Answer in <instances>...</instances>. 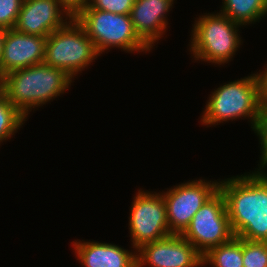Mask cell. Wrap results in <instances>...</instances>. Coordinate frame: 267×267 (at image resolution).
I'll use <instances>...</instances> for the list:
<instances>
[{
    "mask_svg": "<svg viewBox=\"0 0 267 267\" xmlns=\"http://www.w3.org/2000/svg\"><path fill=\"white\" fill-rule=\"evenodd\" d=\"M253 131L257 133L260 139V144H261V164L259 165V171H254L255 173H260V174H266L264 172L263 168L265 166L267 167V112H264L262 117L259 119L257 122L256 126L254 127Z\"/></svg>",
    "mask_w": 267,
    "mask_h": 267,
    "instance_id": "44dd1931",
    "label": "cell"
},
{
    "mask_svg": "<svg viewBox=\"0 0 267 267\" xmlns=\"http://www.w3.org/2000/svg\"><path fill=\"white\" fill-rule=\"evenodd\" d=\"M99 55L85 29L72 18L47 37L44 63L74 78Z\"/></svg>",
    "mask_w": 267,
    "mask_h": 267,
    "instance_id": "8992f818",
    "label": "cell"
},
{
    "mask_svg": "<svg viewBox=\"0 0 267 267\" xmlns=\"http://www.w3.org/2000/svg\"><path fill=\"white\" fill-rule=\"evenodd\" d=\"M175 0H135L130 18L138 36L152 48L166 31V13Z\"/></svg>",
    "mask_w": 267,
    "mask_h": 267,
    "instance_id": "4fadbf2b",
    "label": "cell"
},
{
    "mask_svg": "<svg viewBox=\"0 0 267 267\" xmlns=\"http://www.w3.org/2000/svg\"><path fill=\"white\" fill-rule=\"evenodd\" d=\"M207 102L201 119L203 125L248 117L254 129L264 113L258 73L218 87Z\"/></svg>",
    "mask_w": 267,
    "mask_h": 267,
    "instance_id": "3957f363",
    "label": "cell"
},
{
    "mask_svg": "<svg viewBox=\"0 0 267 267\" xmlns=\"http://www.w3.org/2000/svg\"><path fill=\"white\" fill-rule=\"evenodd\" d=\"M135 0H89L92 9L111 12L114 14L130 15Z\"/></svg>",
    "mask_w": 267,
    "mask_h": 267,
    "instance_id": "ffe728a7",
    "label": "cell"
},
{
    "mask_svg": "<svg viewBox=\"0 0 267 267\" xmlns=\"http://www.w3.org/2000/svg\"><path fill=\"white\" fill-rule=\"evenodd\" d=\"M71 19L58 0H24L14 29L25 34L48 37Z\"/></svg>",
    "mask_w": 267,
    "mask_h": 267,
    "instance_id": "8fae6325",
    "label": "cell"
},
{
    "mask_svg": "<svg viewBox=\"0 0 267 267\" xmlns=\"http://www.w3.org/2000/svg\"><path fill=\"white\" fill-rule=\"evenodd\" d=\"M260 83H261V100L264 112H267V67L265 71L260 72L259 74Z\"/></svg>",
    "mask_w": 267,
    "mask_h": 267,
    "instance_id": "603a6c76",
    "label": "cell"
},
{
    "mask_svg": "<svg viewBox=\"0 0 267 267\" xmlns=\"http://www.w3.org/2000/svg\"><path fill=\"white\" fill-rule=\"evenodd\" d=\"M202 264L213 267H243V239L234 236L228 242L211 248L203 255Z\"/></svg>",
    "mask_w": 267,
    "mask_h": 267,
    "instance_id": "2e32d148",
    "label": "cell"
},
{
    "mask_svg": "<svg viewBox=\"0 0 267 267\" xmlns=\"http://www.w3.org/2000/svg\"><path fill=\"white\" fill-rule=\"evenodd\" d=\"M243 267H267V242L243 239Z\"/></svg>",
    "mask_w": 267,
    "mask_h": 267,
    "instance_id": "ac0fdd59",
    "label": "cell"
},
{
    "mask_svg": "<svg viewBox=\"0 0 267 267\" xmlns=\"http://www.w3.org/2000/svg\"><path fill=\"white\" fill-rule=\"evenodd\" d=\"M129 217L132 246H141L172 235L168 226L163 195L139 190L134 196Z\"/></svg>",
    "mask_w": 267,
    "mask_h": 267,
    "instance_id": "ba28073f",
    "label": "cell"
},
{
    "mask_svg": "<svg viewBox=\"0 0 267 267\" xmlns=\"http://www.w3.org/2000/svg\"><path fill=\"white\" fill-rule=\"evenodd\" d=\"M47 37L7 29L0 63V78L9 72L44 63Z\"/></svg>",
    "mask_w": 267,
    "mask_h": 267,
    "instance_id": "7c38bea8",
    "label": "cell"
},
{
    "mask_svg": "<svg viewBox=\"0 0 267 267\" xmlns=\"http://www.w3.org/2000/svg\"><path fill=\"white\" fill-rule=\"evenodd\" d=\"M77 260L84 267H137L135 252L99 242H73Z\"/></svg>",
    "mask_w": 267,
    "mask_h": 267,
    "instance_id": "5bb4252c",
    "label": "cell"
},
{
    "mask_svg": "<svg viewBox=\"0 0 267 267\" xmlns=\"http://www.w3.org/2000/svg\"><path fill=\"white\" fill-rule=\"evenodd\" d=\"M234 236L267 242V173L219 181Z\"/></svg>",
    "mask_w": 267,
    "mask_h": 267,
    "instance_id": "6da1fadb",
    "label": "cell"
},
{
    "mask_svg": "<svg viewBox=\"0 0 267 267\" xmlns=\"http://www.w3.org/2000/svg\"><path fill=\"white\" fill-rule=\"evenodd\" d=\"M6 29L0 28V63H1V57L3 52V42L5 38Z\"/></svg>",
    "mask_w": 267,
    "mask_h": 267,
    "instance_id": "cb8c5ba5",
    "label": "cell"
},
{
    "mask_svg": "<svg viewBox=\"0 0 267 267\" xmlns=\"http://www.w3.org/2000/svg\"><path fill=\"white\" fill-rule=\"evenodd\" d=\"M180 235L188 240L202 256L211 248L228 242L234 237L226 202L220 190L203 204Z\"/></svg>",
    "mask_w": 267,
    "mask_h": 267,
    "instance_id": "52a82bcc",
    "label": "cell"
},
{
    "mask_svg": "<svg viewBox=\"0 0 267 267\" xmlns=\"http://www.w3.org/2000/svg\"><path fill=\"white\" fill-rule=\"evenodd\" d=\"M58 2L72 18L89 4V0H58Z\"/></svg>",
    "mask_w": 267,
    "mask_h": 267,
    "instance_id": "7402d4cb",
    "label": "cell"
},
{
    "mask_svg": "<svg viewBox=\"0 0 267 267\" xmlns=\"http://www.w3.org/2000/svg\"><path fill=\"white\" fill-rule=\"evenodd\" d=\"M101 55L108 48L147 52L151 48L136 33L130 15L92 9L87 5L76 17Z\"/></svg>",
    "mask_w": 267,
    "mask_h": 267,
    "instance_id": "5b68a950",
    "label": "cell"
},
{
    "mask_svg": "<svg viewBox=\"0 0 267 267\" xmlns=\"http://www.w3.org/2000/svg\"><path fill=\"white\" fill-rule=\"evenodd\" d=\"M24 0H0V28L13 29Z\"/></svg>",
    "mask_w": 267,
    "mask_h": 267,
    "instance_id": "d6986e66",
    "label": "cell"
},
{
    "mask_svg": "<svg viewBox=\"0 0 267 267\" xmlns=\"http://www.w3.org/2000/svg\"><path fill=\"white\" fill-rule=\"evenodd\" d=\"M223 1V7L220 13L241 26L254 23L257 20L259 21L267 14V0Z\"/></svg>",
    "mask_w": 267,
    "mask_h": 267,
    "instance_id": "9a60e30c",
    "label": "cell"
},
{
    "mask_svg": "<svg viewBox=\"0 0 267 267\" xmlns=\"http://www.w3.org/2000/svg\"><path fill=\"white\" fill-rule=\"evenodd\" d=\"M25 119L26 117L0 91V144L17 132Z\"/></svg>",
    "mask_w": 267,
    "mask_h": 267,
    "instance_id": "e0dca14e",
    "label": "cell"
},
{
    "mask_svg": "<svg viewBox=\"0 0 267 267\" xmlns=\"http://www.w3.org/2000/svg\"><path fill=\"white\" fill-rule=\"evenodd\" d=\"M206 14L195 20L192 28L190 52L200 59L218 65L227 63L241 45L240 24L222 13Z\"/></svg>",
    "mask_w": 267,
    "mask_h": 267,
    "instance_id": "277c9868",
    "label": "cell"
},
{
    "mask_svg": "<svg viewBox=\"0 0 267 267\" xmlns=\"http://www.w3.org/2000/svg\"><path fill=\"white\" fill-rule=\"evenodd\" d=\"M137 267H201L202 255L180 234L147 243L136 251Z\"/></svg>",
    "mask_w": 267,
    "mask_h": 267,
    "instance_id": "30bf717a",
    "label": "cell"
},
{
    "mask_svg": "<svg viewBox=\"0 0 267 267\" xmlns=\"http://www.w3.org/2000/svg\"><path fill=\"white\" fill-rule=\"evenodd\" d=\"M219 190V182L193 180L164 192L169 230L181 234L196 212Z\"/></svg>",
    "mask_w": 267,
    "mask_h": 267,
    "instance_id": "9c48e42d",
    "label": "cell"
},
{
    "mask_svg": "<svg viewBox=\"0 0 267 267\" xmlns=\"http://www.w3.org/2000/svg\"><path fill=\"white\" fill-rule=\"evenodd\" d=\"M72 77L45 63L18 69L0 78V91L26 118L32 108L63 94Z\"/></svg>",
    "mask_w": 267,
    "mask_h": 267,
    "instance_id": "7a4b0ae2",
    "label": "cell"
}]
</instances>
